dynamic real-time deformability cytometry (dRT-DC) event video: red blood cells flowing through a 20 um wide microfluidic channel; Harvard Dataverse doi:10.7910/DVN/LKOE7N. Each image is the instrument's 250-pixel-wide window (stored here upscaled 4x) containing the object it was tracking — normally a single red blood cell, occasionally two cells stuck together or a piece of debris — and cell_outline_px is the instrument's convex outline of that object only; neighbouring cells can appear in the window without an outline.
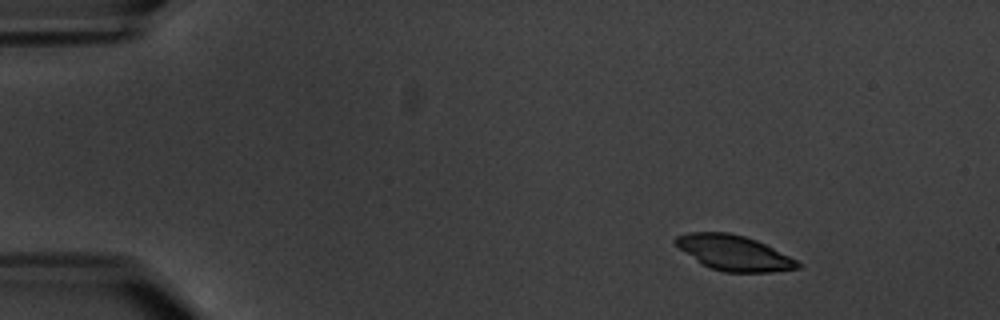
{"species": "common noctule bat (a hibernating species)", "species_latin": "Nyctalus noctula", "temperature_condition": "warm", "stored_images_in_passage": 4, "camera_frame_rate_fps": 3000, "um_per_image_px": 0.085, "animal": {"sex": "male", "body_mass_g": 20.1, "forearm_length_mm": 53.5}, "frame": {"image": 1, "passage_image": 2, "time_ms": 1.333, "image_size_px": [1000, 320], "cell_outline_px": [[800, 268], [772, 272], [724, 272], [700, 264], [680, 248], [672, 240], [676, 236], [688, 232], [728, 232], [744, 236], [756, 240], [796, 260], [800, 264]], "centroid_in_image_um": [62.34, 21.49], "position_along_channel_um": 22.7, "area_um2": 24.8}}